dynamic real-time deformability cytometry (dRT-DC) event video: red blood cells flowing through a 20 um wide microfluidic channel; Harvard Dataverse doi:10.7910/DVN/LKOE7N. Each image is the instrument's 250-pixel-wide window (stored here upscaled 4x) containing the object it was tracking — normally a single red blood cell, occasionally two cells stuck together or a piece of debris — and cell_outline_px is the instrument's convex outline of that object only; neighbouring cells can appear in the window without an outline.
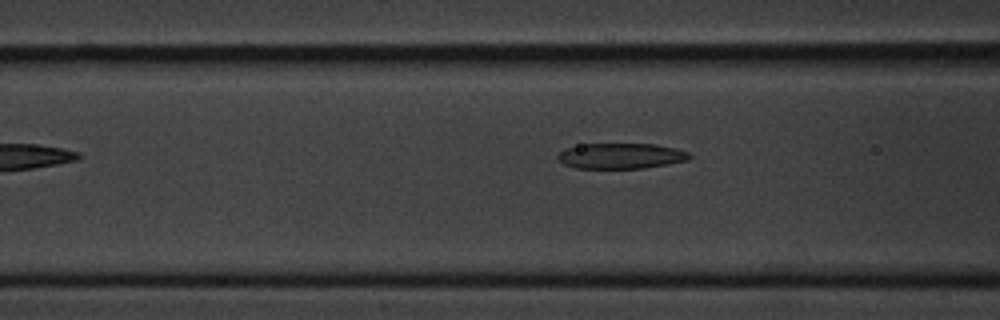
{"species": "common noctule bat (a hibernating species)", "species_latin": "Nyctalus noctula", "temperature_condition": "cold", "stored_images_in_passage": 6, "camera_frame_rate_fps": 3000, "um_per_image_px": 0.085, "animal": {"sex": "male", "body_mass_g": 20.1, "forearm_length_mm": 53.5}, "frame": {"image": 1, "passage_image": 6, "time_ms": 6.667, "image_size_px": [1000, 320], "cell_outline_px": [[692, 156], [688, 160], [668, 164], [644, 168], [576, 168], [564, 164], [556, 160], [556, 156], [560, 152], [568, 148], [580, 144], [656, 144], [676, 148], [688, 152]], "centroid_in_image_um": [52.78, 13.25], "position_along_channel_um": 113.8, "area_um2": 19.65}}